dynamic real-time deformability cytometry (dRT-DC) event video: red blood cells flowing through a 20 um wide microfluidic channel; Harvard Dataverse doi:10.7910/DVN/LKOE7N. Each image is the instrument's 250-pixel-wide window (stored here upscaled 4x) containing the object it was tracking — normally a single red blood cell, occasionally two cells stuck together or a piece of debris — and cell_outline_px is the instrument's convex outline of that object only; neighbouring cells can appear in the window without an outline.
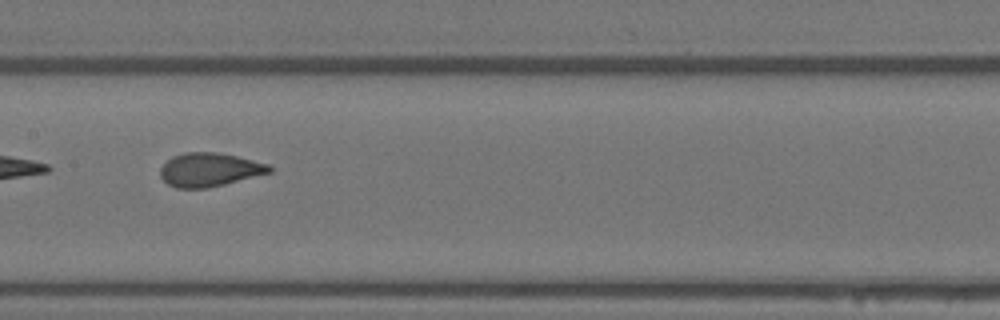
{"species": "Egyptian fruit bat (a non-hibernating species)", "species_latin": "Rousettus aegyptiacus", "temperature_condition": "warm", "stored_images_in_passage": 16, "camera_frame_rate_fps": 3000, "um_per_image_px": 0.085, "animal": {"sex": "female"}, "frame": {"image": 1, "passage_image": 7, "time_ms": 2.0, "image_size_px": [1000, 320], "cell_outline_px": [[272, 172], [208, 188], [176, 188], [168, 184], [160, 176], [160, 168], [172, 156], [184, 152], [216, 152], [236, 156], [268, 164], [272, 168]], "centroid_in_image_um": [17.78, 14.42], "position_along_channel_um": 189.6, "area_um2": 21.27}}
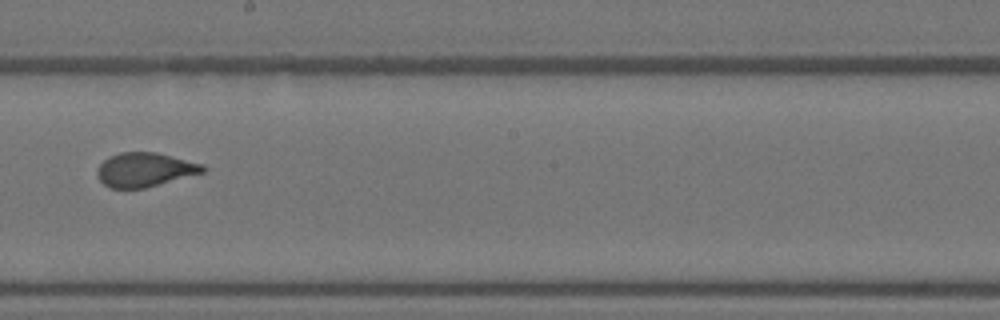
{"frame": {"image": 2, "passage_image": 8, "time_ms": 2.333, "image_size_px": [1000, 320], "cell_outline_px": [[208, 168], [204, 172], [144, 188], [108, 188], [100, 180], [96, 172], [100, 164], [104, 160], [120, 152], [156, 152], [204, 164]], "centroid_in_image_um": [12.32, 14.42], "position_along_channel_um": 235.9, "area_um2": 20.87}}